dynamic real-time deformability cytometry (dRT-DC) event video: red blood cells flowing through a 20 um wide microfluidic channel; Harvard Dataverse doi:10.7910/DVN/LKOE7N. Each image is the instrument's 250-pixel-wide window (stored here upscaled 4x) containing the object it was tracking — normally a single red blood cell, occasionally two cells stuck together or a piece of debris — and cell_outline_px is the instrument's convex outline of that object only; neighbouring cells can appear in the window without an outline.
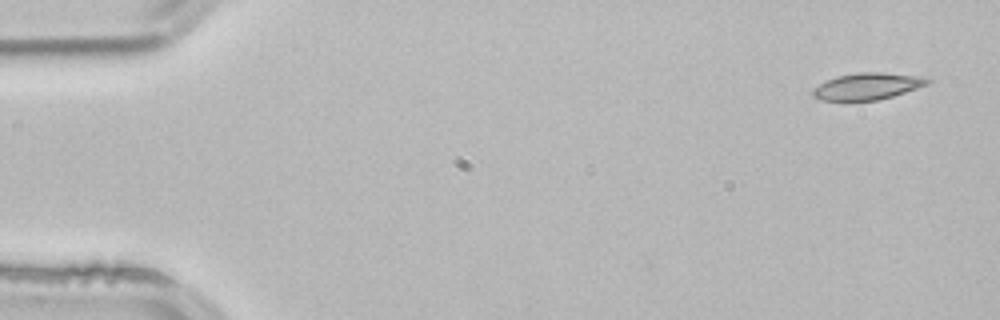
{"species": "common noctule bat (a hibernating species)", "species_latin": "Nyctalus noctula", "temperature_condition": "room temperature", "stored_images_in_passage": 3, "camera_frame_rate_fps": 3000, "um_per_image_px": 0.085, "animal": {"sex": "male", "body_mass_g": 21.5, "forearm_length_mm": 52.0}, "frame": {"image": 1, "passage_image": 1, "time_ms": 0.0, "image_size_px": [1000, 320], "cell_outline_px": [[932, 80], [928, 84], [892, 96], [876, 100], [820, 100], [812, 96], [812, 92], [820, 84], [836, 76], [860, 72], [880, 72], [920, 76]], "centroid_in_image_um": [73.73, 7.32], "position_along_channel_um": 11.3, "area_um2": 17.51}}
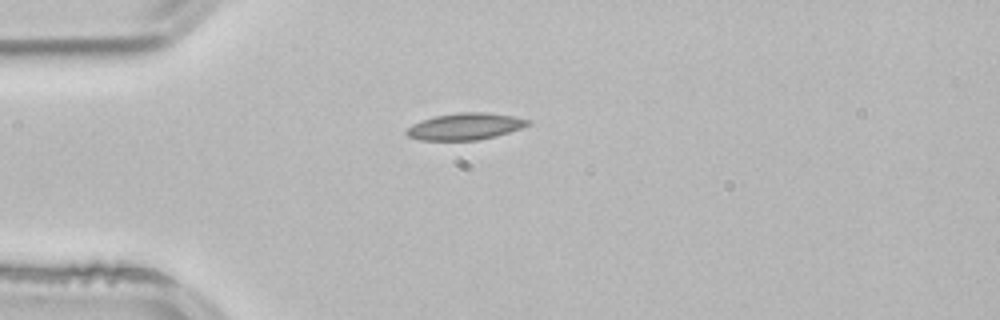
{"frame": {"image": 2, "passage_image": 3, "time_ms": 0.667, "image_size_px": [1000, 320], "cell_outline_px": [[532, 124], [496, 136], [476, 140], [420, 140], [408, 136], [404, 132], [412, 124], [436, 116], [456, 112], [488, 112], [512, 116], [532, 120]], "centroid_in_image_um": [39.56, 10.74], "position_along_channel_um": 45.4, "area_um2": 18.84}}